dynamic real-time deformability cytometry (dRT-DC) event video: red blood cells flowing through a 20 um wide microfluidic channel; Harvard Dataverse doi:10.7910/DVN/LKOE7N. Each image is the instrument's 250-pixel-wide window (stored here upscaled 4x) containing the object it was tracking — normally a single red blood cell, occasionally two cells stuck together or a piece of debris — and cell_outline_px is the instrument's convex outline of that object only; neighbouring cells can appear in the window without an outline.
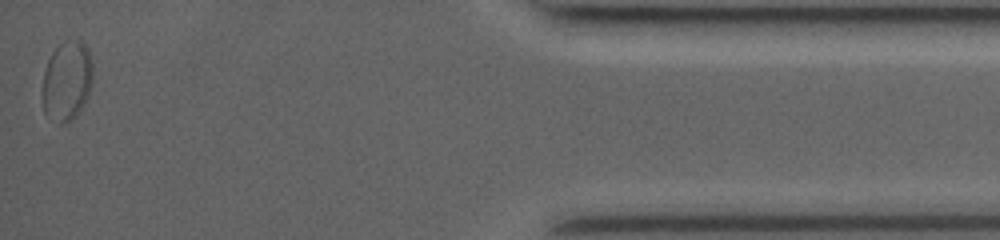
{"species": "common noctule bat (a hibernating species)", "species_latin": "Nyctalus noctula", "temperature_condition": "room temperature", "stored_images_in_passage": 25, "segment_of_instrument_passage": [2, 2], "camera_frame_rate_fps": 3500, "um_per_image_px": 0.085, "animal": {"sex": "female", "body_mass_g": 19.0, "forearm_length_mm": 53.3}, "frame": {"image": 1, "passage_image": 25, "time_ms": 16.286, "image_size_px": [1000, 240], "cell_outline_px": [[92, 80], [88, 96], [84, 104], [76, 116], [72, 120], [64, 124], [60, 124], [60, 116], [72, 40], [80, 40], [88, 48], [92, 64]], "centroid_in_image_um": [6.5, 6.93], "position_along_channel_um": 428.7, "area_um2": 12.6}}